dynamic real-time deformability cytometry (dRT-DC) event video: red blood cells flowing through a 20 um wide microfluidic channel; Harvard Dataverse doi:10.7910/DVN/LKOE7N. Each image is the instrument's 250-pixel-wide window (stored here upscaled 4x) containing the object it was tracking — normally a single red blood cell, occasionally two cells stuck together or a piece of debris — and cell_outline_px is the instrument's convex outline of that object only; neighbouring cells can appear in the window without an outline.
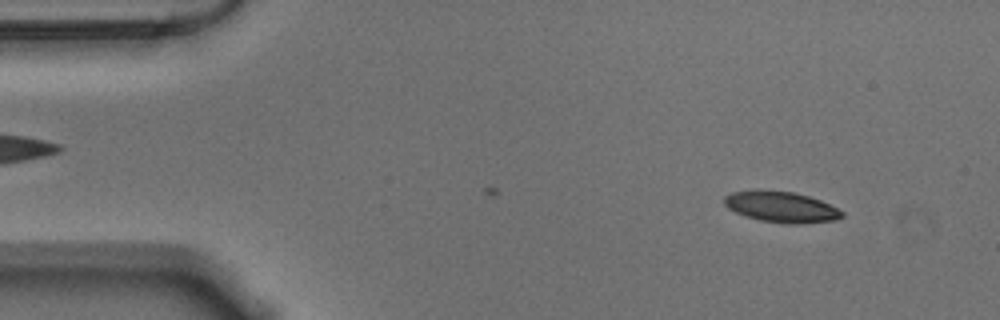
{"species": "Egyptian fruit bat (a non-hibernating species)", "species_latin": "Rousettus aegyptiacus", "temperature_condition": "warm", "stored_images_in_passage": 41, "camera_frame_rate_fps": 3000, "um_per_image_px": 0.085, "animal": {"sex": "male"}, "frame": {"image": 1, "passage_image": 1, "time_ms": 0.0, "image_size_px": [1000, 320], "cell_outline_px": [[844, 216], [836, 220], [800, 224], [788, 224], [760, 220], [744, 216], [728, 208], [724, 204], [724, 196], [732, 192], [792, 192], [808, 196], [820, 200], [844, 212]], "centroid_in_image_um": [66.44, 17.63], "position_along_channel_um": 18.6, "area_um2": 20.58}}
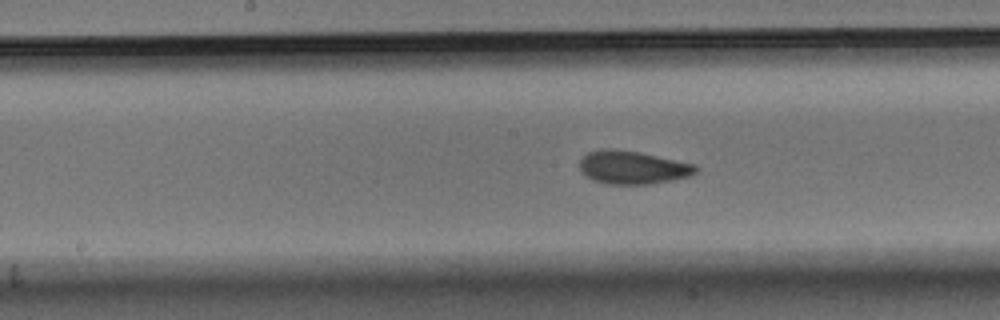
{"frame": {"image": 2, "passage_image": 23, "time_ms": 7.333, "image_size_px": [1000, 320], "cell_outline_px": [[700, 168], [696, 172], [688, 176], [672, 180], [652, 184], [608, 184], [592, 180], [580, 172], [580, 160], [588, 152], [600, 148], [612, 148], [640, 152], [696, 164]], "centroid_in_image_um": [53.77, 14.22], "position_along_channel_um": 194.4, "area_um2": 22.72}}
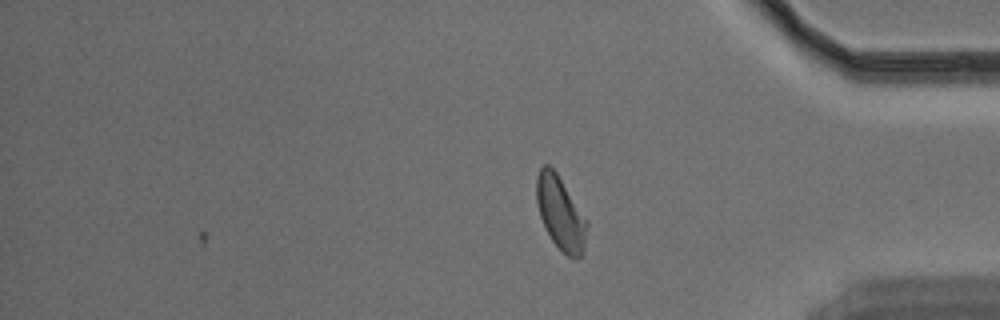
{"frame": {"image": 3, "passage_image": 41, "time_ms": 13.333, "image_size_px": [1000, 320], "cell_outline_px": [[588, 224], [584, 248], [580, 256], [568, 256], [552, 240], [540, 216], [536, 204], [536, 176], [540, 168], [544, 164], [548, 164], [556, 172], [588, 220]], "centroid_in_image_um": [47.63, 18.06], "position_along_channel_um": 387.6, "area_um2": 21.27}, "authors_computed_cell_mechanics": {"area_um2": 21.8484, "velocity_mm_per_s": 3.5463, "shape_relaxation_time_tau1_ms": 4.3863, "shape_relaxation_time_tau2_ms": 2.069, "deformation_change_tau1": 0.1442, "deformation_change_tau2": 0.0762}}